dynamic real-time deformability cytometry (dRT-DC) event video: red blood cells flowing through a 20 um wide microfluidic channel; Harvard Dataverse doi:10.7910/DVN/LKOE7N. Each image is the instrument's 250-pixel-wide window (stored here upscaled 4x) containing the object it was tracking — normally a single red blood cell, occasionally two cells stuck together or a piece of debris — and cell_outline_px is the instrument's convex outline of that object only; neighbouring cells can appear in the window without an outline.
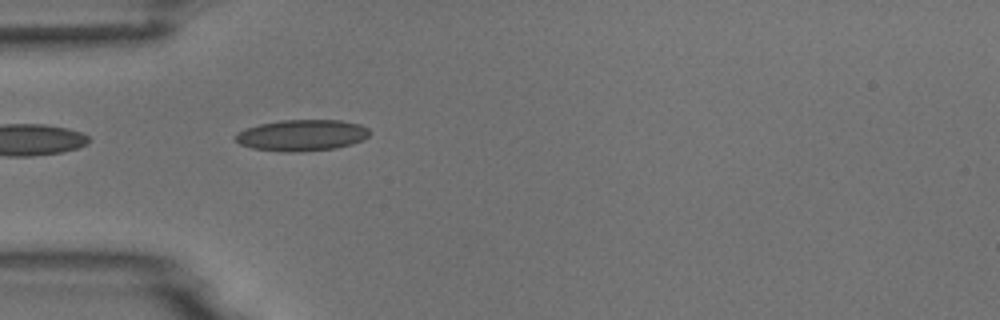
{"species": "common noctule bat (a hibernating species)", "species_latin": "Nyctalus noctula", "temperature_condition": "room temperature", "stored_images_in_passage": 5, "camera_frame_rate_fps": 3000, "um_per_image_px": 0.085, "animal": {"sex": "male", "body_mass_g": 18.8}, "frame": {"image": 1, "passage_image": 5, "time_ms": 4.667, "image_size_px": [1000, 320], "cell_outline_px": [[368, 136], [364, 140], [352, 144], [336, 148], [300, 152], [280, 152], [252, 148], [240, 144], [232, 136], [236, 132], [244, 128], [260, 124], [280, 120], [340, 120], [360, 124], [368, 128]], "centroid_in_image_um": [25.62, 11.5], "position_along_channel_um": 59.4, "area_um2": 24.74}}